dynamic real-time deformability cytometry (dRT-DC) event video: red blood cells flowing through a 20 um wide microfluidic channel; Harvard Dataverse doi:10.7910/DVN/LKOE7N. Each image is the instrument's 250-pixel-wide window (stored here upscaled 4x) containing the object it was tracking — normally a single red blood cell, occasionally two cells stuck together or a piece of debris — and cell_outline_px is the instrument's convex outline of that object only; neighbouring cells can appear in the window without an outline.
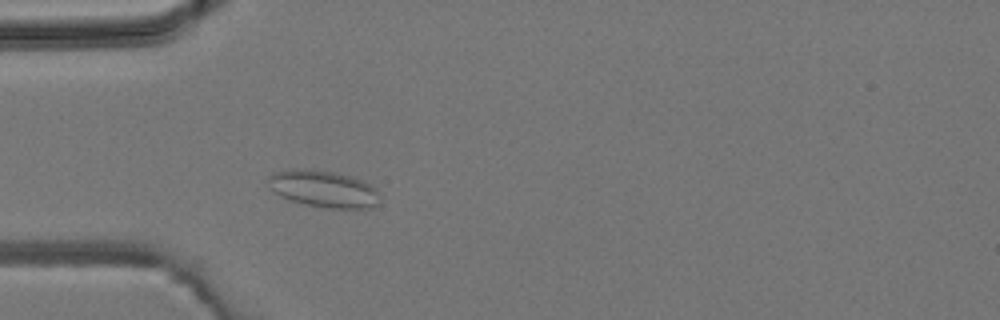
{"species": "common noctule bat (a hibernating species)", "species_latin": "Nyctalus noctula", "temperature_condition": "room temperature", "stored_images_in_passage": 3, "camera_frame_rate_fps": 3000, "um_per_image_px": 0.085, "animal": {"sex": "male", "body_mass_g": 19.2, "forearm_length_mm": 51.8}, "frame": {"image": 1, "passage_image": 3, "time_ms": 2.333, "image_size_px": [1000, 320], "cell_outline_px": [[380, 204], [372, 208], [328, 208], [304, 204], [280, 196], [272, 188], [268, 180], [268, 176], [272, 172], [296, 168], [312, 168], [336, 172], [372, 184], [376, 188]], "centroid_in_image_um": [27.52, 16.04], "position_along_channel_um": 57.5, "area_um2": 24.1}}